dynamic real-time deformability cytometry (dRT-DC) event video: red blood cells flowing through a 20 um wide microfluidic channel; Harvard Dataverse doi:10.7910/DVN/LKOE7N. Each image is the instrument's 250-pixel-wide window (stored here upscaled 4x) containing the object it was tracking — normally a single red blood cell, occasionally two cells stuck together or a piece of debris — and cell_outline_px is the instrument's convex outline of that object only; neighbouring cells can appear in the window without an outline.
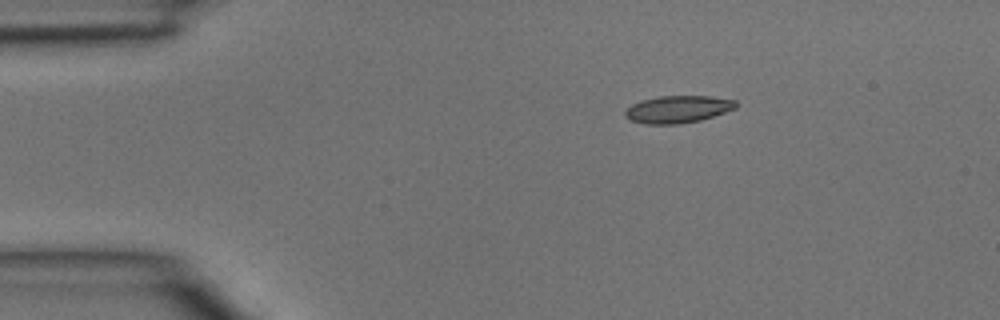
{"species": "common noctule bat (a hibernating species)", "species_latin": "Nyctalus noctula", "temperature_condition": "room temperature", "stored_images_in_passage": 2, "camera_frame_rate_fps": 3000, "um_per_image_px": 0.085, "animal": {"sex": "male", "body_mass_g": 15.6}, "frame": {"image": 1, "passage_image": 1, "time_ms": 0.0, "image_size_px": [1000, 320], "cell_outline_px": [[736, 108], [700, 120], [680, 124], [644, 124], [632, 120], [624, 116], [624, 112], [632, 104], [644, 100], [660, 96], [712, 96], [736, 100]], "centroid_in_image_um": [57.62, 9.29], "position_along_channel_um": 27.4, "area_um2": 17.46}}